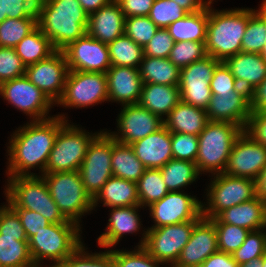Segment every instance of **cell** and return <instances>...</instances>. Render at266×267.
I'll return each instance as SVG.
<instances>
[{
    "mask_svg": "<svg viewBox=\"0 0 266 267\" xmlns=\"http://www.w3.org/2000/svg\"><path fill=\"white\" fill-rule=\"evenodd\" d=\"M259 10L249 8V20L242 39V52L257 53L263 49L266 41V0Z\"/></svg>",
    "mask_w": 266,
    "mask_h": 267,
    "instance_id": "37",
    "label": "cell"
},
{
    "mask_svg": "<svg viewBox=\"0 0 266 267\" xmlns=\"http://www.w3.org/2000/svg\"><path fill=\"white\" fill-rule=\"evenodd\" d=\"M39 0H5L6 16L10 19L37 18Z\"/></svg>",
    "mask_w": 266,
    "mask_h": 267,
    "instance_id": "54",
    "label": "cell"
},
{
    "mask_svg": "<svg viewBox=\"0 0 266 267\" xmlns=\"http://www.w3.org/2000/svg\"><path fill=\"white\" fill-rule=\"evenodd\" d=\"M14 48L26 67L47 59L57 51L51 40L38 27L25 36Z\"/></svg>",
    "mask_w": 266,
    "mask_h": 267,
    "instance_id": "34",
    "label": "cell"
},
{
    "mask_svg": "<svg viewBox=\"0 0 266 267\" xmlns=\"http://www.w3.org/2000/svg\"><path fill=\"white\" fill-rule=\"evenodd\" d=\"M224 63L239 86L249 93L266 77V60L260 54L239 52Z\"/></svg>",
    "mask_w": 266,
    "mask_h": 267,
    "instance_id": "27",
    "label": "cell"
},
{
    "mask_svg": "<svg viewBox=\"0 0 266 267\" xmlns=\"http://www.w3.org/2000/svg\"><path fill=\"white\" fill-rule=\"evenodd\" d=\"M217 251L219 249L216 227L210 219L202 217L194 225L189 242L183 247L172 267H189L201 264Z\"/></svg>",
    "mask_w": 266,
    "mask_h": 267,
    "instance_id": "21",
    "label": "cell"
},
{
    "mask_svg": "<svg viewBox=\"0 0 266 267\" xmlns=\"http://www.w3.org/2000/svg\"><path fill=\"white\" fill-rule=\"evenodd\" d=\"M189 267H206V266L203 263H201V264H196V265L189 266Z\"/></svg>",
    "mask_w": 266,
    "mask_h": 267,
    "instance_id": "66",
    "label": "cell"
},
{
    "mask_svg": "<svg viewBox=\"0 0 266 267\" xmlns=\"http://www.w3.org/2000/svg\"><path fill=\"white\" fill-rule=\"evenodd\" d=\"M208 185L207 204L202 203V216L215 218L227 208L252 200L257 196L256 181L225 173L215 174Z\"/></svg>",
    "mask_w": 266,
    "mask_h": 267,
    "instance_id": "9",
    "label": "cell"
},
{
    "mask_svg": "<svg viewBox=\"0 0 266 267\" xmlns=\"http://www.w3.org/2000/svg\"><path fill=\"white\" fill-rule=\"evenodd\" d=\"M111 65L139 68L144 49L129 36L123 34L108 44Z\"/></svg>",
    "mask_w": 266,
    "mask_h": 267,
    "instance_id": "38",
    "label": "cell"
},
{
    "mask_svg": "<svg viewBox=\"0 0 266 267\" xmlns=\"http://www.w3.org/2000/svg\"><path fill=\"white\" fill-rule=\"evenodd\" d=\"M117 120V131L109 134L123 144H132L163 126V120L139 104L122 106Z\"/></svg>",
    "mask_w": 266,
    "mask_h": 267,
    "instance_id": "19",
    "label": "cell"
},
{
    "mask_svg": "<svg viewBox=\"0 0 266 267\" xmlns=\"http://www.w3.org/2000/svg\"><path fill=\"white\" fill-rule=\"evenodd\" d=\"M137 193L141 207H148L169 193L160 169H145L137 181Z\"/></svg>",
    "mask_w": 266,
    "mask_h": 267,
    "instance_id": "39",
    "label": "cell"
},
{
    "mask_svg": "<svg viewBox=\"0 0 266 267\" xmlns=\"http://www.w3.org/2000/svg\"><path fill=\"white\" fill-rule=\"evenodd\" d=\"M19 216L27 239L29 240L37 232L43 230L51 223L39 213L22 208H12Z\"/></svg>",
    "mask_w": 266,
    "mask_h": 267,
    "instance_id": "53",
    "label": "cell"
},
{
    "mask_svg": "<svg viewBox=\"0 0 266 267\" xmlns=\"http://www.w3.org/2000/svg\"><path fill=\"white\" fill-rule=\"evenodd\" d=\"M138 69L143 83L179 86L181 69L169 58L144 56Z\"/></svg>",
    "mask_w": 266,
    "mask_h": 267,
    "instance_id": "33",
    "label": "cell"
},
{
    "mask_svg": "<svg viewBox=\"0 0 266 267\" xmlns=\"http://www.w3.org/2000/svg\"><path fill=\"white\" fill-rule=\"evenodd\" d=\"M101 201L111 208L139 205L137 183L112 176L93 198V209Z\"/></svg>",
    "mask_w": 266,
    "mask_h": 267,
    "instance_id": "30",
    "label": "cell"
},
{
    "mask_svg": "<svg viewBox=\"0 0 266 267\" xmlns=\"http://www.w3.org/2000/svg\"><path fill=\"white\" fill-rule=\"evenodd\" d=\"M238 267H263L262 257L258 259H252L251 261H248L245 264H241Z\"/></svg>",
    "mask_w": 266,
    "mask_h": 267,
    "instance_id": "62",
    "label": "cell"
},
{
    "mask_svg": "<svg viewBox=\"0 0 266 267\" xmlns=\"http://www.w3.org/2000/svg\"><path fill=\"white\" fill-rule=\"evenodd\" d=\"M125 16L119 4H109L89 14L87 34L102 43L109 44L124 34Z\"/></svg>",
    "mask_w": 266,
    "mask_h": 267,
    "instance_id": "24",
    "label": "cell"
},
{
    "mask_svg": "<svg viewBox=\"0 0 266 267\" xmlns=\"http://www.w3.org/2000/svg\"><path fill=\"white\" fill-rule=\"evenodd\" d=\"M251 112L266 111V77L250 92Z\"/></svg>",
    "mask_w": 266,
    "mask_h": 267,
    "instance_id": "57",
    "label": "cell"
},
{
    "mask_svg": "<svg viewBox=\"0 0 266 267\" xmlns=\"http://www.w3.org/2000/svg\"><path fill=\"white\" fill-rule=\"evenodd\" d=\"M0 95L33 121L53 117L48 114L54 103L25 75L1 83Z\"/></svg>",
    "mask_w": 266,
    "mask_h": 267,
    "instance_id": "14",
    "label": "cell"
},
{
    "mask_svg": "<svg viewBox=\"0 0 266 267\" xmlns=\"http://www.w3.org/2000/svg\"><path fill=\"white\" fill-rule=\"evenodd\" d=\"M160 172L169 192L182 191L183 187L195 182L200 174L196 163L174 158L160 168Z\"/></svg>",
    "mask_w": 266,
    "mask_h": 267,
    "instance_id": "36",
    "label": "cell"
},
{
    "mask_svg": "<svg viewBox=\"0 0 266 267\" xmlns=\"http://www.w3.org/2000/svg\"><path fill=\"white\" fill-rule=\"evenodd\" d=\"M63 216L79 226L81 217L93 210V199L86 192L79 171L41 175Z\"/></svg>",
    "mask_w": 266,
    "mask_h": 267,
    "instance_id": "7",
    "label": "cell"
},
{
    "mask_svg": "<svg viewBox=\"0 0 266 267\" xmlns=\"http://www.w3.org/2000/svg\"><path fill=\"white\" fill-rule=\"evenodd\" d=\"M266 165V147L244 131L236 138L223 173L229 176L258 178Z\"/></svg>",
    "mask_w": 266,
    "mask_h": 267,
    "instance_id": "17",
    "label": "cell"
},
{
    "mask_svg": "<svg viewBox=\"0 0 266 267\" xmlns=\"http://www.w3.org/2000/svg\"><path fill=\"white\" fill-rule=\"evenodd\" d=\"M265 229V230H264ZM266 253V228L250 231L243 244L231 254L238 265L258 259Z\"/></svg>",
    "mask_w": 266,
    "mask_h": 267,
    "instance_id": "42",
    "label": "cell"
},
{
    "mask_svg": "<svg viewBox=\"0 0 266 267\" xmlns=\"http://www.w3.org/2000/svg\"><path fill=\"white\" fill-rule=\"evenodd\" d=\"M109 101L106 73L69 70L62 97L57 105L87 108Z\"/></svg>",
    "mask_w": 266,
    "mask_h": 267,
    "instance_id": "12",
    "label": "cell"
},
{
    "mask_svg": "<svg viewBox=\"0 0 266 267\" xmlns=\"http://www.w3.org/2000/svg\"><path fill=\"white\" fill-rule=\"evenodd\" d=\"M264 204H265V210H266V198L264 199Z\"/></svg>",
    "mask_w": 266,
    "mask_h": 267,
    "instance_id": "68",
    "label": "cell"
},
{
    "mask_svg": "<svg viewBox=\"0 0 266 267\" xmlns=\"http://www.w3.org/2000/svg\"><path fill=\"white\" fill-rule=\"evenodd\" d=\"M0 267H36L29 252L27 237L0 234Z\"/></svg>",
    "mask_w": 266,
    "mask_h": 267,
    "instance_id": "35",
    "label": "cell"
},
{
    "mask_svg": "<svg viewBox=\"0 0 266 267\" xmlns=\"http://www.w3.org/2000/svg\"><path fill=\"white\" fill-rule=\"evenodd\" d=\"M113 137L109 131H101L88 145L79 173L86 192L93 199L107 180L113 176L111 157Z\"/></svg>",
    "mask_w": 266,
    "mask_h": 267,
    "instance_id": "11",
    "label": "cell"
},
{
    "mask_svg": "<svg viewBox=\"0 0 266 267\" xmlns=\"http://www.w3.org/2000/svg\"><path fill=\"white\" fill-rule=\"evenodd\" d=\"M239 84L224 62H220L214 72L210 83L212 94H225L236 90Z\"/></svg>",
    "mask_w": 266,
    "mask_h": 267,
    "instance_id": "51",
    "label": "cell"
},
{
    "mask_svg": "<svg viewBox=\"0 0 266 267\" xmlns=\"http://www.w3.org/2000/svg\"><path fill=\"white\" fill-rule=\"evenodd\" d=\"M213 223H228L249 231L266 228V210L264 200L256 196L252 200L243 202L220 212Z\"/></svg>",
    "mask_w": 266,
    "mask_h": 267,
    "instance_id": "25",
    "label": "cell"
},
{
    "mask_svg": "<svg viewBox=\"0 0 266 267\" xmlns=\"http://www.w3.org/2000/svg\"><path fill=\"white\" fill-rule=\"evenodd\" d=\"M260 55L266 60V41L264 43L262 51L260 52Z\"/></svg>",
    "mask_w": 266,
    "mask_h": 267,
    "instance_id": "64",
    "label": "cell"
},
{
    "mask_svg": "<svg viewBox=\"0 0 266 267\" xmlns=\"http://www.w3.org/2000/svg\"><path fill=\"white\" fill-rule=\"evenodd\" d=\"M242 131L240 126L233 123L208 121L198 135L199 148L195 163L199 173H211L212 176L223 173L232 146Z\"/></svg>",
    "mask_w": 266,
    "mask_h": 267,
    "instance_id": "6",
    "label": "cell"
},
{
    "mask_svg": "<svg viewBox=\"0 0 266 267\" xmlns=\"http://www.w3.org/2000/svg\"><path fill=\"white\" fill-rule=\"evenodd\" d=\"M130 146L146 169H160L173 159L171 132L164 125Z\"/></svg>",
    "mask_w": 266,
    "mask_h": 267,
    "instance_id": "23",
    "label": "cell"
},
{
    "mask_svg": "<svg viewBox=\"0 0 266 267\" xmlns=\"http://www.w3.org/2000/svg\"><path fill=\"white\" fill-rule=\"evenodd\" d=\"M256 193L262 200L266 198V165L256 179Z\"/></svg>",
    "mask_w": 266,
    "mask_h": 267,
    "instance_id": "61",
    "label": "cell"
},
{
    "mask_svg": "<svg viewBox=\"0 0 266 267\" xmlns=\"http://www.w3.org/2000/svg\"><path fill=\"white\" fill-rule=\"evenodd\" d=\"M69 69L63 51H56L47 59L27 66L25 76L56 105L62 97Z\"/></svg>",
    "mask_w": 266,
    "mask_h": 267,
    "instance_id": "16",
    "label": "cell"
},
{
    "mask_svg": "<svg viewBox=\"0 0 266 267\" xmlns=\"http://www.w3.org/2000/svg\"><path fill=\"white\" fill-rule=\"evenodd\" d=\"M126 18L148 16L154 0H115Z\"/></svg>",
    "mask_w": 266,
    "mask_h": 267,
    "instance_id": "56",
    "label": "cell"
},
{
    "mask_svg": "<svg viewBox=\"0 0 266 267\" xmlns=\"http://www.w3.org/2000/svg\"><path fill=\"white\" fill-rule=\"evenodd\" d=\"M81 244L58 267H115L113 249L99 253H89Z\"/></svg>",
    "mask_w": 266,
    "mask_h": 267,
    "instance_id": "41",
    "label": "cell"
},
{
    "mask_svg": "<svg viewBox=\"0 0 266 267\" xmlns=\"http://www.w3.org/2000/svg\"><path fill=\"white\" fill-rule=\"evenodd\" d=\"M133 251L114 250L115 267H160L165 263L154 259L143 247H135ZM160 264V265H159Z\"/></svg>",
    "mask_w": 266,
    "mask_h": 267,
    "instance_id": "47",
    "label": "cell"
},
{
    "mask_svg": "<svg viewBox=\"0 0 266 267\" xmlns=\"http://www.w3.org/2000/svg\"><path fill=\"white\" fill-rule=\"evenodd\" d=\"M219 63V60L206 55L182 68L179 82L181 101L206 110L212 97L211 79Z\"/></svg>",
    "mask_w": 266,
    "mask_h": 267,
    "instance_id": "13",
    "label": "cell"
},
{
    "mask_svg": "<svg viewBox=\"0 0 266 267\" xmlns=\"http://www.w3.org/2000/svg\"><path fill=\"white\" fill-rule=\"evenodd\" d=\"M183 192L184 190L169 192L161 200L148 206L155 223L150 228L199 221L203 217L201 201Z\"/></svg>",
    "mask_w": 266,
    "mask_h": 267,
    "instance_id": "15",
    "label": "cell"
},
{
    "mask_svg": "<svg viewBox=\"0 0 266 267\" xmlns=\"http://www.w3.org/2000/svg\"><path fill=\"white\" fill-rule=\"evenodd\" d=\"M111 166L113 176L134 183H137L146 169L130 145L117 142L114 138Z\"/></svg>",
    "mask_w": 266,
    "mask_h": 267,
    "instance_id": "32",
    "label": "cell"
},
{
    "mask_svg": "<svg viewBox=\"0 0 266 267\" xmlns=\"http://www.w3.org/2000/svg\"><path fill=\"white\" fill-rule=\"evenodd\" d=\"M263 267H266V253L262 256Z\"/></svg>",
    "mask_w": 266,
    "mask_h": 267,
    "instance_id": "65",
    "label": "cell"
},
{
    "mask_svg": "<svg viewBox=\"0 0 266 267\" xmlns=\"http://www.w3.org/2000/svg\"><path fill=\"white\" fill-rule=\"evenodd\" d=\"M208 122L205 109L180 101L163 119V125L171 133L198 136Z\"/></svg>",
    "mask_w": 266,
    "mask_h": 267,
    "instance_id": "28",
    "label": "cell"
},
{
    "mask_svg": "<svg viewBox=\"0 0 266 267\" xmlns=\"http://www.w3.org/2000/svg\"><path fill=\"white\" fill-rule=\"evenodd\" d=\"M37 27V18H6L0 23V47L14 48Z\"/></svg>",
    "mask_w": 266,
    "mask_h": 267,
    "instance_id": "40",
    "label": "cell"
},
{
    "mask_svg": "<svg viewBox=\"0 0 266 267\" xmlns=\"http://www.w3.org/2000/svg\"><path fill=\"white\" fill-rule=\"evenodd\" d=\"M198 221L149 228L144 231L140 244L154 259L172 267L183 247L189 242L194 225Z\"/></svg>",
    "mask_w": 266,
    "mask_h": 267,
    "instance_id": "10",
    "label": "cell"
},
{
    "mask_svg": "<svg viewBox=\"0 0 266 267\" xmlns=\"http://www.w3.org/2000/svg\"><path fill=\"white\" fill-rule=\"evenodd\" d=\"M188 12L172 0H154L148 17L158 28H167Z\"/></svg>",
    "mask_w": 266,
    "mask_h": 267,
    "instance_id": "44",
    "label": "cell"
},
{
    "mask_svg": "<svg viewBox=\"0 0 266 267\" xmlns=\"http://www.w3.org/2000/svg\"><path fill=\"white\" fill-rule=\"evenodd\" d=\"M62 51L66 56L68 69L72 71L106 73L111 67L108 44L87 33Z\"/></svg>",
    "mask_w": 266,
    "mask_h": 267,
    "instance_id": "18",
    "label": "cell"
},
{
    "mask_svg": "<svg viewBox=\"0 0 266 267\" xmlns=\"http://www.w3.org/2000/svg\"><path fill=\"white\" fill-rule=\"evenodd\" d=\"M209 19V6L195 12L188 13L181 19L170 24L166 29L174 42L193 41L205 42Z\"/></svg>",
    "mask_w": 266,
    "mask_h": 267,
    "instance_id": "31",
    "label": "cell"
},
{
    "mask_svg": "<svg viewBox=\"0 0 266 267\" xmlns=\"http://www.w3.org/2000/svg\"><path fill=\"white\" fill-rule=\"evenodd\" d=\"M203 264L206 267H238V263L233 259L231 254L217 251L211 254Z\"/></svg>",
    "mask_w": 266,
    "mask_h": 267,
    "instance_id": "58",
    "label": "cell"
},
{
    "mask_svg": "<svg viewBox=\"0 0 266 267\" xmlns=\"http://www.w3.org/2000/svg\"><path fill=\"white\" fill-rule=\"evenodd\" d=\"M83 10L89 15L94 11L99 10L101 7L106 6L112 0H78Z\"/></svg>",
    "mask_w": 266,
    "mask_h": 267,
    "instance_id": "60",
    "label": "cell"
},
{
    "mask_svg": "<svg viewBox=\"0 0 266 267\" xmlns=\"http://www.w3.org/2000/svg\"><path fill=\"white\" fill-rule=\"evenodd\" d=\"M180 101L179 86L144 83L138 104L163 120Z\"/></svg>",
    "mask_w": 266,
    "mask_h": 267,
    "instance_id": "29",
    "label": "cell"
},
{
    "mask_svg": "<svg viewBox=\"0 0 266 267\" xmlns=\"http://www.w3.org/2000/svg\"><path fill=\"white\" fill-rule=\"evenodd\" d=\"M171 146L174 159L196 162L198 136L184 133H171Z\"/></svg>",
    "mask_w": 266,
    "mask_h": 267,
    "instance_id": "49",
    "label": "cell"
},
{
    "mask_svg": "<svg viewBox=\"0 0 266 267\" xmlns=\"http://www.w3.org/2000/svg\"><path fill=\"white\" fill-rule=\"evenodd\" d=\"M213 4V0H207L206 5L211 6Z\"/></svg>",
    "mask_w": 266,
    "mask_h": 267,
    "instance_id": "67",
    "label": "cell"
},
{
    "mask_svg": "<svg viewBox=\"0 0 266 267\" xmlns=\"http://www.w3.org/2000/svg\"><path fill=\"white\" fill-rule=\"evenodd\" d=\"M208 121L228 122L243 130L251 115L250 93L242 87L225 94H212L206 109Z\"/></svg>",
    "mask_w": 266,
    "mask_h": 267,
    "instance_id": "20",
    "label": "cell"
},
{
    "mask_svg": "<svg viewBox=\"0 0 266 267\" xmlns=\"http://www.w3.org/2000/svg\"><path fill=\"white\" fill-rule=\"evenodd\" d=\"M143 208L140 205L114 207L111 208L110 218L106 232L97 238L98 246L104 248H111L118 244L120 239L126 233L133 234L141 229V219L138 209Z\"/></svg>",
    "mask_w": 266,
    "mask_h": 267,
    "instance_id": "26",
    "label": "cell"
},
{
    "mask_svg": "<svg viewBox=\"0 0 266 267\" xmlns=\"http://www.w3.org/2000/svg\"><path fill=\"white\" fill-rule=\"evenodd\" d=\"M97 134H90L66 121L55 138L45 173L79 171L88 145Z\"/></svg>",
    "mask_w": 266,
    "mask_h": 267,
    "instance_id": "8",
    "label": "cell"
},
{
    "mask_svg": "<svg viewBox=\"0 0 266 267\" xmlns=\"http://www.w3.org/2000/svg\"><path fill=\"white\" fill-rule=\"evenodd\" d=\"M80 231L77 223H51L37 232L28 240L34 265L43 267L41 262L51 260L54 263L48 267H58L83 243Z\"/></svg>",
    "mask_w": 266,
    "mask_h": 267,
    "instance_id": "5",
    "label": "cell"
},
{
    "mask_svg": "<svg viewBox=\"0 0 266 267\" xmlns=\"http://www.w3.org/2000/svg\"><path fill=\"white\" fill-rule=\"evenodd\" d=\"M65 115L58 114L44 120H31L13 132L7 147L9 177L37 175L31 169L38 168L41 175L46 165L60 127L66 122Z\"/></svg>",
    "mask_w": 266,
    "mask_h": 267,
    "instance_id": "1",
    "label": "cell"
},
{
    "mask_svg": "<svg viewBox=\"0 0 266 267\" xmlns=\"http://www.w3.org/2000/svg\"><path fill=\"white\" fill-rule=\"evenodd\" d=\"M216 227L218 249L233 254L244 242L249 230L228 223H214Z\"/></svg>",
    "mask_w": 266,
    "mask_h": 267,
    "instance_id": "45",
    "label": "cell"
},
{
    "mask_svg": "<svg viewBox=\"0 0 266 267\" xmlns=\"http://www.w3.org/2000/svg\"><path fill=\"white\" fill-rule=\"evenodd\" d=\"M243 131L254 141L266 147V111L251 112Z\"/></svg>",
    "mask_w": 266,
    "mask_h": 267,
    "instance_id": "55",
    "label": "cell"
},
{
    "mask_svg": "<svg viewBox=\"0 0 266 267\" xmlns=\"http://www.w3.org/2000/svg\"><path fill=\"white\" fill-rule=\"evenodd\" d=\"M176 2L180 7L185 9L188 13H195L204 9L206 0H172Z\"/></svg>",
    "mask_w": 266,
    "mask_h": 267,
    "instance_id": "59",
    "label": "cell"
},
{
    "mask_svg": "<svg viewBox=\"0 0 266 267\" xmlns=\"http://www.w3.org/2000/svg\"><path fill=\"white\" fill-rule=\"evenodd\" d=\"M26 66L15 48L0 47V84L25 75Z\"/></svg>",
    "mask_w": 266,
    "mask_h": 267,
    "instance_id": "48",
    "label": "cell"
},
{
    "mask_svg": "<svg viewBox=\"0 0 266 267\" xmlns=\"http://www.w3.org/2000/svg\"><path fill=\"white\" fill-rule=\"evenodd\" d=\"M174 43L166 28H158L154 36L143 48L144 56L168 58Z\"/></svg>",
    "mask_w": 266,
    "mask_h": 267,
    "instance_id": "50",
    "label": "cell"
},
{
    "mask_svg": "<svg viewBox=\"0 0 266 267\" xmlns=\"http://www.w3.org/2000/svg\"><path fill=\"white\" fill-rule=\"evenodd\" d=\"M6 18L7 16L5 0H0V23H2Z\"/></svg>",
    "mask_w": 266,
    "mask_h": 267,
    "instance_id": "63",
    "label": "cell"
},
{
    "mask_svg": "<svg viewBox=\"0 0 266 267\" xmlns=\"http://www.w3.org/2000/svg\"><path fill=\"white\" fill-rule=\"evenodd\" d=\"M157 30L158 27L148 16H132L125 18L124 34L143 48L151 40Z\"/></svg>",
    "mask_w": 266,
    "mask_h": 267,
    "instance_id": "46",
    "label": "cell"
},
{
    "mask_svg": "<svg viewBox=\"0 0 266 267\" xmlns=\"http://www.w3.org/2000/svg\"><path fill=\"white\" fill-rule=\"evenodd\" d=\"M37 27L62 51L87 33L89 15L78 0H39Z\"/></svg>",
    "mask_w": 266,
    "mask_h": 267,
    "instance_id": "2",
    "label": "cell"
},
{
    "mask_svg": "<svg viewBox=\"0 0 266 267\" xmlns=\"http://www.w3.org/2000/svg\"><path fill=\"white\" fill-rule=\"evenodd\" d=\"M5 187L6 203L11 208L39 213L50 223H74L67 220L52 199L41 175L9 177Z\"/></svg>",
    "mask_w": 266,
    "mask_h": 267,
    "instance_id": "4",
    "label": "cell"
},
{
    "mask_svg": "<svg viewBox=\"0 0 266 267\" xmlns=\"http://www.w3.org/2000/svg\"><path fill=\"white\" fill-rule=\"evenodd\" d=\"M106 76L109 102L138 104L144 84L138 68L111 65Z\"/></svg>",
    "mask_w": 266,
    "mask_h": 267,
    "instance_id": "22",
    "label": "cell"
},
{
    "mask_svg": "<svg viewBox=\"0 0 266 267\" xmlns=\"http://www.w3.org/2000/svg\"><path fill=\"white\" fill-rule=\"evenodd\" d=\"M0 234L9 237H26L18 214L8 204L0 208Z\"/></svg>",
    "mask_w": 266,
    "mask_h": 267,
    "instance_id": "52",
    "label": "cell"
},
{
    "mask_svg": "<svg viewBox=\"0 0 266 267\" xmlns=\"http://www.w3.org/2000/svg\"><path fill=\"white\" fill-rule=\"evenodd\" d=\"M249 20V8L215 10L209 6L205 47L207 55L220 62L242 52V39Z\"/></svg>",
    "mask_w": 266,
    "mask_h": 267,
    "instance_id": "3",
    "label": "cell"
},
{
    "mask_svg": "<svg viewBox=\"0 0 266 267\" xmlns=\"http://www.w3.org/2000/svg\"><path fill=\"white\" fill-rule=\"evenodd\" d=\"M207 55L205 42H175L169 54V60L179 69L204 58Z\"/></svg>",
    "mask_w": 266,
    "mask_h": 267,
    "instance_id": "43",
    "label": "cell"
}]
</instances>
